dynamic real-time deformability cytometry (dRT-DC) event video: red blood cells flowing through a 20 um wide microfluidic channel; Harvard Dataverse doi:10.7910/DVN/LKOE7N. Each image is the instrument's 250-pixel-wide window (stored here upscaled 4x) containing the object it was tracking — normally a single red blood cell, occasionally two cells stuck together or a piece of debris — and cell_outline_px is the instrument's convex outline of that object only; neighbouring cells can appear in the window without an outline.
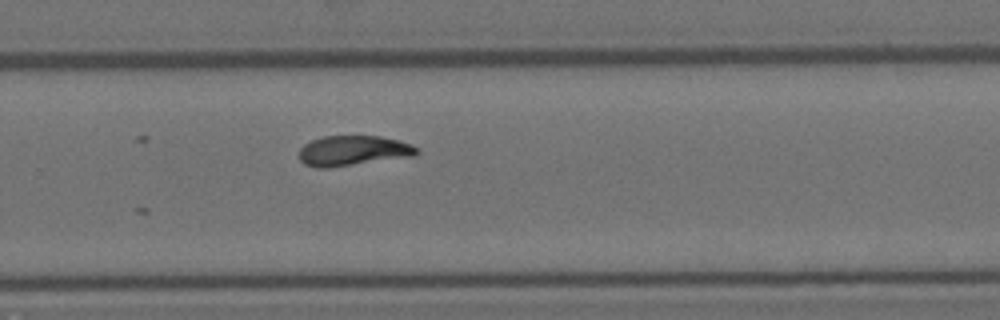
{"species": "Egyptian fruit bat (a non-hibernating species)", "species_latin": "Rousettus aegyptiacus", "temperature_condition": "room temperature", "stored_images_in_passage": 28, "camera_frame_rate_fps": 3000, "um_per_image_px": 0.085, "animal": {"sex": "female"}, "frame": {"image": 1, "passage_image": 28, "time_ms": 9.0, "image_size_px": [1000, 320], "cell_outline_px": [[420, 152], [416, 156], [328, 168], [316, 168], [304, 164], [300, 160], [300, 148], [304, 144], [312, 140], [324, 136], [380, 136], [412, 144], [420, 148]], "centroid_in_image_um": [30.05, 12.82], "position_along_channel_um": 299.7, "area_um2": 20.87}}